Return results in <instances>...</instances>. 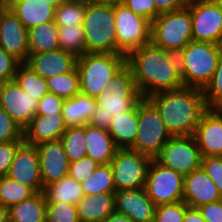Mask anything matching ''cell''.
<instances>
[{
	"label": "cell",
	"instance_id": "4316f807",
	"mask_svg": "<svg viewBox=\"0 0 222 222\" xmlns=\"http://www.w3.org/2000/svg\"><path fill=\"white\" fill-rule=\"evenodd\" d=\"M96 108V99L82 93L65 99L61 113L66 127L87 125Z\"/></svg>",
	"mask_w": 222,
	"mask_h": 222
},
{
	"label": "cell",
	"instance_id": "8992f818",
	"mask_svg": "<svg viewBox=\"0 0 222 222\" xmlns=\"http://www.w3.org/2000/svg\"><path fill=\"white\" fill-rule=\"evenodd\" d=\"M126 66V56L115 53H85L77 58L80 93L96 98L111 79Z\"/></svg>",
	"mask_w": 222,
	"mask_h": 222
},
{
	"label": "cell",
	"instance_id": "836d02e7",
	"mask_svg": "<svg viewBox=\"0 0 222 222\" xmlns=\"http://www.w3.org/2000/svg\"><path fill=\"white\" fill-rule=\"evenodd\" d=\"M58 42L60 48L77 58L86 53L85 33L83 25L59 27Z\"/></svg>",
	"mask_w": 222,
	"mask_h": 222
},
{
	"label": "cell",
	"instance_id": "7bdbcfd3",
	"mask_svg": "<svg viewBox=\"0 0 222 222\" xmlns=\"http://www.w3.org/2000/svg\"><path fill=\"white\" fill-rule=\"evenodd\" d=\"M201 168L218 187L222 197V156H202Z\"/></svg>",
	"mask_w": 222,
	"mask_h": 222
},
{
	"label": "cell",
	"instance_id": "d6a6232c",
	"mask_svg": "<svg viewBox=\"0 0 222 222\" xmlns=\"http://www.w3.org/2000/svg\"><path fill=\"white\" fill-rule=\"evenodd\" d=\"M46 83L50 93L64 99L80 93L79 73L76 67L68 73L47 78Z\"/></svg>",
	"mask_w": 222,
	"mask_h": 222
},
{
	"label": "cell",
	"instance_id": "52a82bcc",
	"mask_svg": "<svg viewBox=\"0 0 222 222\" xmlns=\"http://www.w3.org/2000/svg\"><path fill=\"white\" fill-rule=\"evenodd\" d=\"M192 40L190 9L161 13L151 22L150 43L164 50L179 53Z\"/></svg>",
	"mask_w": 222,
	"mask_h": 222
},
{
	"label": "cell",
	"instance_id": "f35d334b",
	"mask_svg": "<svg viewBox=\"0 0 222 222\" xmlns=\"http://www.w3.org/2000/svg\"><path fill=\"white\" fill-rule=\"evenodd\" d=\"M46 222H80L75 205L64 202H46Z\"/></svg>",
	"mask_w": 222,
	"mask_h": 222
},
{
	"label": "cell",
	"instance_id": "5b68a950",
	"mask_svg": "<svg viewBox=\"0 0 222 222\" xmlns=\"http://www.w3.org/2000/svg\"><path fill=\"white\" fill-rule=\"evenodd\" d=\"M184 86L204 89L222 56V45L191 40L178 54Z\"/></svg>",
	"mask_w": 222,
	"mask_h": 222
},
{
	"label": "cell",
	"instance_id": "603a6c76",
	"mask_svg": "<svg viewBox=\"0 0 222 222\" xmlns=\"http://www.w3.org/2000/svg\"><path fill=\"white\" fill-rule=\"evenodd\" d=\"M10 9L26 29L54 21L56 8L43 0H8Z\"/></svg>",
	"mask_w": 222,
	"mask_h": 222
},
{
	"label": "cell",
	"instance_id": "60d3db41",
	"mask_svg": "<svg viewBox=\"0 0 222 222\" xmlns=\"http://www.w3.org/2000/svg\"><path fill=\"white\" fill-rule=\"evenodd\" d=\"M24 141L22 128L0 106V143Z\"/></svg>",
	"mask_w": 222,
	"mask_h": 222
},
{
	"label": "cell",
	"instance_id": "9c48e42d",
	"mask_svg": "<svg viewBox=\"0 0 222 222\" xmlns=\"http://www.w3.org/2000/svg\"><path fill=\"white\" fill-rule=\"evenodd\" d=\"M117 54L127 56L131 51L150 44L151 22L135 14L120 0H114Z\"/></svg>",
	"mask_w": 222,
	"mask_h": 222
},
{
	"label": "cell",
	"instance_id": "4dcf8cb0",
	"mask_svg": "<svg viewBox=\"0 0 222 222\" xmlns=\"http://www.w3.org/2000/svg\"><path fill=\"white\" fill-rule=\"evenodd\" d=\"M14 81L19 87L30 97H34L40 100L45 94H47L48 88L46 79L36 73L26 63H20L17 67Z\"/></svg>",
	"mask_w": 222,
	"mask_h": 222
},
{
	"label": "cell",
	"instance_id": "5bb4252c",
	"mask_svg": "<svg viewBox=\"0 0 222 222\" xmlns=\"http://www.w3.org/2000/svg\"><path fill=\"white\" fill-rule=\"evenodd\" d=\"M39 100L26 94L13 80L0 83V106L24 130L36 115Z\"/></svg>",
	"mask_w": 222,
	"mask_h": 222
},
{
	"label": "cell",
	"instance_id": "44dd1931",
	"mask_svg": "<svg viewBox=\"0 0 222 222\" xmlns=\"http://www.w3.org/2000/svg\"><path fill=\"white\" fill-rule=\"evenodd\" d=\"M77 57L61 48L42 53H30L26 64L36 73L47 79L72 71Z\"/></svg>",
	"mask_w": 222,
	"mask_h": 222
},
{
	"label": "cell",
	"instance_id": "ac0fdd59",
	"mask_svg": "<svg viewBox=\"0 0 222 222\" xmlns=\"http://www.w3.org/2000/svg\"><path fill=\"white\" fill-rule=\"evenodd\" d=\"M193 137L202 156H222V110L207 109Z\"/></svg>",
	"mask_w": 222,
	"mask_h": 222
},
{
	"label": "cell",
	"instance_id": "e0dca14e",
	"mask_svg": "<svg viewBox=\"0 0 222 222\" xmlns=\"http://www.w3.org/2000/svg\"><path fill=\"white\" fill-rule=\"evenodd\" d=\"M43 188L68 175L69 161L62 141H45L36 145Z\"/></svg>",
	"mask_w": 222,
	"mask_h": 222
},
{
	"label": "cell",
	"instance_id": "d590c367",
	"mask_svg": "<svg viewBox=\"0 0 222 222\" xmlns=\"http://www.w3.org/2000/svg\"><path fill=\"white\" fill-rule=\"evenodd\" d=\"M88 0H67L55 10L54 22L58 27L82 25Z\"/></svg>",
	"mask_w": 222,
	"mask_h": 222
},
{
	"label": "cell",
	"instance_id": "7a4b0ae2",
	"mask_svg": "<svg viewBox=\"0 0 222 222\" xmlns=\"http://www.w3.org/2000/svg\"><path fill=\"white\" fill-rule=\"evenodd\" d=\"M147 99L158 110L171 136H193L202 114L207 110L200 88L183 86L153 94Z\"/></svg>",
	"mask_w": 222,
	"mask_h": 222
},
{
	"label": "cell",
	"instance_id": "c3c4849f",
	"mask_svg": "<svg viewBox=\"0 0 222 222\" xmlns=\"http://www.w3.org/2000/svg\"><path fill=\"white\" fill-rule=\"evenodd\" d=\"M206 222H222V200L198 208Z\"/></svg>",
	"mask_w": 222,
	"mask_h": 222
},
{
	"label": "cell",
	"instance_id": "7402d4cb",
	"mask_svg": "<svg viewBox=\"0 0 222 222\" xmlns=\"http://www.w3.org/2000/svg\"><path fill=\"white\" fill-rule=\"evenodd\" d=\"M66 128L62 113L46 116L35 115L23 130V138L30 145L55 141L61 139Z\"/></svg>",
	"mask_w": 222,
	"mask_h": 222
},
{
	"label": "cell",
	"instance_id": "f5cc1de1",
	"mask_svg": "<svg viewBox=\"0 0 222 222\" xmlns=\"http://www.w3.org/2000/svg\"><path fill=\"white\" fill-rule=\"evenodd\" d=\"M0 222H9V210L8 207L0 204Z\"/></svg>",
	"mask_w": 222,
	"mask_h": 222
},
{
	"label": "cell",
	"instance_id": "83f0119b",
	"mask_svg": "<svg viewBox=\"0 0 222 222\" xmlns=\"http://www.w3.org/2000/svg\"><path fill=\"white\" fill-rule=\"evenodd\" d=\"M9 222H46V199L42 192L8 208Z\"/></svg>",
	"mask_w": 222,
	"mask_h": 222
},
{
	"label": "cell",
	"instance_id": "e575fe53",
	"mask_svg": "<svg viewBox=\"0 0 222 222\" xmlns=\"http://www.w3.org/2000/svg\"><path fill=\"white\" fill-rule=\"evenodd\" d=\"M69 163L87 156L85 145V125L67 127L60 139Z\"/></svg>",
	"mask_w": 222,
	"mask_h": 222
},
{
	"label": "cell",
	"instance_id": "74e56055",
	"mask_svg": "<svg viewBox=\"0 0 222 222\" xmlns=\"http://www.w3.org/2000/svg\"><path fill=\"white\" fill-rule=\"evenodd\" d=\"M207 109L222 110V56L211 81L203 89Z\"/></svg>",
	"mask_w": 222,
	"mask_h": 222
},
{
	"label": "cell",
	"instance_id": "db71d44e",
	"mask_svg": "<svg viewBox=\"0 0 222 222\" xmlns=\"http://www.w3.org/2000/svg\"><path fill=\"white\" fill-rule=\"evenodd\" d=\"M43 1L49 2V5L57 8L59 5H61L63 2H65L67 0H43Z\"/></svg>",
	"mask_w": 222,
	"mask_h": 222
},
{
	"label": "cell",
	"instance_id": "9f6ffc18",
	"mask_svg": "<svg viewBox=\"0 0 222 222\" xmlns=\"http://www.w3.org/2000/svg\"><path fill=\"white\" fill-rule=\"evenodd\" d=\"M215 1L222 5V0H215Z\"/></svg>",
	"mask_w": 222,
	"mask_h": 222
},
{
	"label": "cell",
	"instance_id": "7dc6e473",
	"mask_svg": "<svg viewBox=\"0 0 222 222\" xmlns=\"http://www.w3.org/2000/svg\"><path fill=\"white\" fill-rule=\"evenodd\" d=\"M23 142L24 141H10L7 143H0V176L7 175L17 148Z\"/></svg>",
	"mask_w": 222,
	"mask_h": 222
},
{
	"label": "cell",
	"instance_id": "8d00e7d4",
	"mask_svg": "<svg viewBox=\"0 0 222 222\" xmlns=\"http://www.w3.org/2000/svg\"><path fill=\"white\" fill-rule=\"evenodd\" d=\"M35 193L27 186L2 176L0 181V204L11 207L23 200L29 199Z\"/></svg>",
	"mask_w": 222,
	"mask_h": 222
},
{
	"label": "cell",
	"instance_id": "816d5d0a",
	"mask_svg": "<svg viewBox=\"0 0 222 222\" xmlns=\"http://www.w3.org/2000/svg\"><path fill=\"white\" fill-rule=\"evenodd\" d=\"M102 222H132L125 214L114 211Z\"/></svg>",
	"mask_w": 222,
	"mask_h": 222
},
{
	"label": "cell",
	"instance_id": "f6af8a7d",
	"mask_svg": "<svg viewBox=\"0 0 222 222\" xmlns=\"http://www.w3.org/2000/svg\"><path fill=\"white\" fill-rule=\"evenodd\" d=\"M65 99L48 92L38 102L36 115H58L62 111Z\"/></svg>",
	"mask_w": 222,
	"mask_h": 222
},
{
	"label": "cell",
	"instance_id": "8fae6325",
	"mask_svg": "<svg viewBox=\"0 0 222 222\" xmlns=\"http://www.w3.org/2000/svg\"><path fill=\"white\" fill-rule=\"evenodd\" d=\"M154 159L185 176L201 168L202 155L193 136H172Z\"/></svg>",
	"mask_w": 222,
	"mask_h": 222
},
{
	"label": "cell",
	"instance_id": "1f68e13d",
	"mask_svg": "<svg viewBox=\"0 0 222 222\" xmlns=\"http://www.w3.org/2000/svg\"><path fill=\"white\" fill-rule=\"evenodd\" d=\"M85 196L102 193H115L111 164H99L95 171L81 182Z\"/></svg>",
	"mask_w": 222,
	"mask_h": 222
},
{
	"label": "cell",
	"instance_id": "3957f363",
	"mask_svg": "<svg viewBox=\"0 0 222 222\" xmlns=\"http://www.w3.org/2000/svg\"><path fill=\"white\" fill-rule=\"evenodd\" d=\"M141 98L131 69L126 65L95 98L97 108L88 124L108 130L112 116L130 110Z\"/></svg>",
	"mask_w": 222,
	"mask_h": 222
},
{
	"label": "cell",
	"instance_id": "277c9868",
	"mask_svg": "<svg viewBox=\"0 0 222 222\" xmlns=\"http://www.w3.org/2000/svg\"><path fill=\"white\" fill-rule=\"evenodd\" d=\"M82 25L86 53L117 54L114 0H88Z\"/></svg>",
	"mask_w": 222,
	"mask_h": 222
},
{
	"label": "cell",
	"instance_id": "ee69618b",
	"mask_svg": "<svg viewBox=\"0 0 222 222\" xmlns=\"http://www.w3.org/2000/svg\"><path fill=\"white\" fill-rule=\"evenodd\" d=\"M135 14L152 22L160 13L156 9L154 0H120Z\"/></svg>",
	"mask_w": 222,
	"mask_h": 222
},
{
	"label": "cell",
	"instance_id": "ffe728a7",
	"mask_svg": "<svg viewBox=\"0 0 222 222\" xmlns=\"http://www.w3.org/2000/svg\"><path fill=\"white\" fill-rule=\"evenodd\" d=\"M222 200L218 187L202 168L184 176L183 201L192 208Z\"/></svg>",
	"mask_w": 222,
	"mask_h": 222
},
{
	"label": "cell",
	"instance_id": "d6986e66",
	"mask_svg": "<svg viewBox=\"0 0 222 222\" xmlns=\"http://www.w3.org/2000/svg\"><path fill=\"white\" fill-rule=\"evenodd\" d=\"M156 205L145 188L115 191V211L125 214L132 222H153Z\"/></svg>",
	"mask_w": 222,
	"mask_h": 222
},
{
	"label": "cell",
	"instance_id": "4fadbf2b",
	"mask_svg": "<svg viewBox=\"0 0 222 222\" xmlns=\"http://www.w3.org/2000/svg\"><path fill=\"white\" fill-rule=\"evenodd\" d=\"M192 40L222 45V5L215 0H189Z\"/></svg>",
	"mask_w": 222,
	"mask_h": 222
},
{
	"label": "cell",
	"instance_id": "f907efd6",
	"mask_svg": "<svg viewBox=\"0 0 222 222\" xmlns=\"http://www.w3.org/2000/svg\"><path fill=\"white\" fill-rule=\"evenodd\" d=\"M184 222H206L198 208L188 207L184 217Z\"/></svg>",
	"mask_w": 222,
	"mask_h": 222
},
{
	"label": "cell",
	"instance_id": "ba28073f",
	"mask_svg": "<svg viewBox=\"0 0 222 222\" xmlns=\"http://www.w3.org/2000/svg\"><path fill=\"white\" fill-rule=\"evenodd\" d=\"M171 137L155 106L147 98H141L138 101L137 135L130 149L154 159Z\"/></svg>",
	"mask_w": 222,
	"mask_h": 222
},
{
	"label": "cell",
	"instance_id": "f1b7e54d",
	"mask_svg": "<svg viewBox=\"0 0 222 222\" xmlns=\"http://www.w3.org/2000/svg\"><path fill=\"white\" fill-rule=\"evenodd\" d=\"M46 202H64L75 205L85 196L81 183L69 175L44 187Z\"/></svg>",
	"mask_w": 222,
	"mask_h": 222
},
{
	"label": "cell",
	"instance_id": "b9f144b4",
	"mask_svg": "<svg viewBox=\"0 0 222 222\" xmlns=\"http://www.w3.org/2000/svg\"><path fill=\"white\" fill-rule=\"evenodd\" d=\"M98 166L99 163L86 156L80 160L69 163L68 175L81 183L87 179Z\"/></svg>",
	"mask_w": 222,
	"mask_h": 222
},
{
	"label": "cell",
	"instance_id": "2e32d148",
	"mask_svg": "<svg viewBox=\"0 0 222 222\" xmlns=\"http://www.w3.org/2000/svg\"><path fill=\"white\" fill-rule=\"evenodd\" d=\"M6 176L29 187L34 193L44 190L36 145H30L24 141L17 148L14 160Z\"/></svg>",
	"mask_w": 222,
	"mask_h": 222
},
{
	"label": "cell",
	"instance_id": "d4e9b609",
	"mask_svg": "<svg viewBox=\"0 0 222 222\" xmlns=\"http://www.w3.org/2000/svg\"><path fill=\"white\" fill-rule=\"evenodd\" d=\"M85 145L87 157L99 164H109L118 149L106 129L89 124L85 125Z\"/></svg>",
	"mask_w": 222,
	"mask_h": 222
},
{
	"label": "cell",
	"instance_id": "484cf974",
	"mask_svg": "<svg viewBox=\"0 0 222 222\" xmlns=\"http://www.w3.org/2000/svg\"><path fill=\"white\" fill-rule=\"evenodd\" d=\"M76 207L80 222H102L115 211V193L83 196Z\"/></svg>",
	"mask_w": 222,
	"mask_h": 222
},
{
	"label": "cell",
	"instance_id": "cb8c5ba5",
	"mask_svg": "<svg viewBox=\"0 0 222 222\" xmlns=\"http://www.w3.org/2000/svg\"><path fill=\"white\" fill-rule=\"evenodd\" d=\"M138 130V102L128 111L111 118L108 128L110 136L118 149L131 148Z\"/></svg>",
	"mask_w": 222,
	"mask_h": 222
},
{
	"label": "cell",
	"instance_id": "ab89813d",
	"mask_svg": "<svg viewBox=\"0 0 222 222\" xmlns=\"http://www.w3.org/2000/svg\"><path fill=\"white\" fill-rule=\"evenodd\" d=\"M188 207L184 201L157 205L153 222H184Z\"/></svg>",
	"mask_w": 222,
	"mask_h": 222
},
{
	"label": "cell",
	"instance_id": "11a10c76",
	"mask_svg": "<svg viewBox=\"0 0 222 222\" xmlns=\"http://www.w3.org/2000/svg\"><path fill=\"white\" fill-rule=\"evenodd\" d=\"M8 5V0H0V11Z\"/></svg>",
	"mask_w": 222,
	"mask_h": 222
},
{
	"label": "cell",
	"instance_id": "bcb514c9",
	"mask_svg": "<svg viewBox=\"0 0 222 222\" xmlns=\"http://www.w3.org/2000/svg\"><path fill=\"white\" fill-rule=\"evenodd\" d=\"M20 62L0 47V83L14 80Z\"/></svg>",
	"mask_w": 222,
	"mask_h": 222
},
{
	"label": "cell",
	"instance_id": "f546056e",
	"mask_svg": "<svg viewBox=\"0 0 222 222\" xmlns=\"http://www.w3.org/2000/svg\"><path fill=\"white\" fill-rule=\"evenodd\" d=\"M58 36L59 27L54 21L28 29L30 53H42L59 49Z\"/></svg>",
	"mask_w": 222,
	"mask_h": 222
},
{
	"label": "cell",
	"instance_id": "30bf717a",
	"mask_svg": "<svg viewBox=\"0 0 222 222\" xmlns=\"http://www.w3.org/2000/svg\"><path fill=\"white\" fill-rule=\"evenodd\" d=\"M152 159L130 148L117 149L110 162L115 190L144 188Z\"/></svg>",
	"mask_w": 222,
	"mask_h": 222
},
{
	"label": "cell",
	"instance_id": "681fc988",
	"mask_svg": "<svg viewBox=\"0 0 222 222\" xmlns=\"http://www.w3.org/2000/svg\"><path fill=\"white\" fill-rule=\"evenodd\" d=\"M157 11L161 13L181 9L189 3V0H154Z\"/></svg>",
	"mask_w": 222,
	"mask_h": 222
},
{
	"label": "cell",
	"instance_id": "6da1fadb",
	"mask_svg": "<svg viewBox=\"0 0 222 222\" xmlns=\"http://www.w3.org/2000/svg\"><path fill=\"white\" fill-rule=\"evenodd\" d=\"M126 65L142 98L184 86L177 53L151 43L131 51L126 56Z\"/></svg>",
	"mask_w": 222,
	"mask_h": 222
},
{
	"label": "cell",
	"instance_id": "9a60e30c",
	"mask_svg": "<svg viewBox=\"0 0 222 222\" xmlns=\"http://www.w3.org/2000/svg\"><path fill=\"white\" fill-rule=\"evenodd\" d=\"M0 47L20 63L27 62L30 54L28 29L9 6L0 13Z\"/></svg>",
	"mask_w": 222,
	"mask_h": 222
},
{
	"label": "cell",
	"instance_id": "7c38bea8",
	"mask_svg": "<svg viewBox=\"0 0 222 222\" xmlns=\"http://www.w3.org/2000/svg\"><path fill=\"white\" fill-rule=\"evenodd\" d=\"M183 182L182 174L152 159L144 188L147 196L156 206L173 204L183 201Z\"/></svg>",
	"mask_w": 222,
	"mask_h": 222
}]
</instances>
